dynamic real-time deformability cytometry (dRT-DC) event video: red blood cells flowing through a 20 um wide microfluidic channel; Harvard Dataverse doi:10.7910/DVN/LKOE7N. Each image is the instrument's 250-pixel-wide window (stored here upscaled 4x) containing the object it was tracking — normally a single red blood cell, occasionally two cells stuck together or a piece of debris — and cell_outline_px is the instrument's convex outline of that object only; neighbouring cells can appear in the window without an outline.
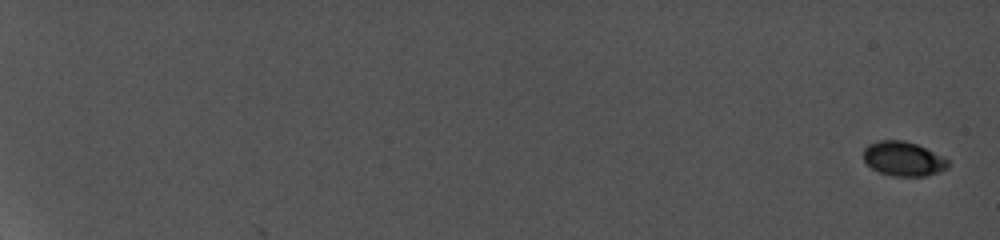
{"species": "common noctule bat (a hibernating species)", "species_latin": "Nyctalus noctula", "temperature_condition": "cold", "stored_images_in_passage": 15, "camera_frame_rate_fps": 5000, "um_per_image_px": 0.085, "animal": {"sex": "female", "body_mass_g": 19.0, "forearm_length_mm": 56.7}, "frame": {"image": 1, "passage_image": 1, "time_ms": 0.0, "image_size_px": [1000, 240], "cell_outline_px": [[948, 168], [924, 176], [892, 176], [880, 172], [872, 168], [864, 160], [864, 148], [868, 144], [880, 140], [904, 140], [916, 144], [948, 160]], "centroid_in_image_um": [76.74, 13.49], "position_along_channel_um": 8.3, "area_um2": 16.65}}
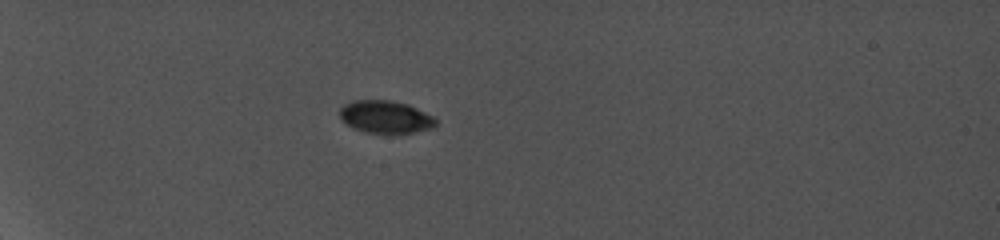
{"frame": {"image": 2, "passage_image": 9, "time_ms": 7.0, "image_size_px": [1000, 240], "cell_outline_px": [[436, 124], [432, 128], [396, 136], [364, 132], [352, 128], [340, 116], [340, 108], [344, 104], [352, 100], [392, 100], [408, 104], [432, 116], [436, 120]], "centroid_in_image_um": [32.77, 9.97], "position_along_channel_um": 52.2, "area_um2": 18.67}}
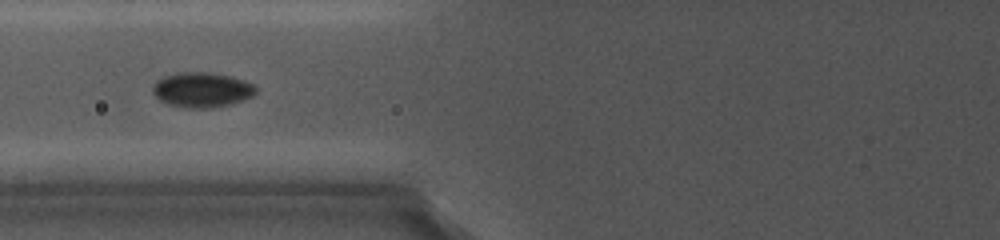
{"frame": {"image": 3, "passage_image": 12, "time_ms": 9.8, "image_size_px": [1000, 240], "cell_outline_px": [[256, 92], [252, 96], [232, 104], [212, 108], [184, 108], [168, 104], [160, 100], [152, 92], [152, 84], [156, 80], [164, 76], [180, 72], [212, 72], [244, 80], [252, 84], [256, 88]], "centroid_in_image_um": [17.13, 7.64], "position_along_channel_um": 108.7, "area_um2": 21.15}}